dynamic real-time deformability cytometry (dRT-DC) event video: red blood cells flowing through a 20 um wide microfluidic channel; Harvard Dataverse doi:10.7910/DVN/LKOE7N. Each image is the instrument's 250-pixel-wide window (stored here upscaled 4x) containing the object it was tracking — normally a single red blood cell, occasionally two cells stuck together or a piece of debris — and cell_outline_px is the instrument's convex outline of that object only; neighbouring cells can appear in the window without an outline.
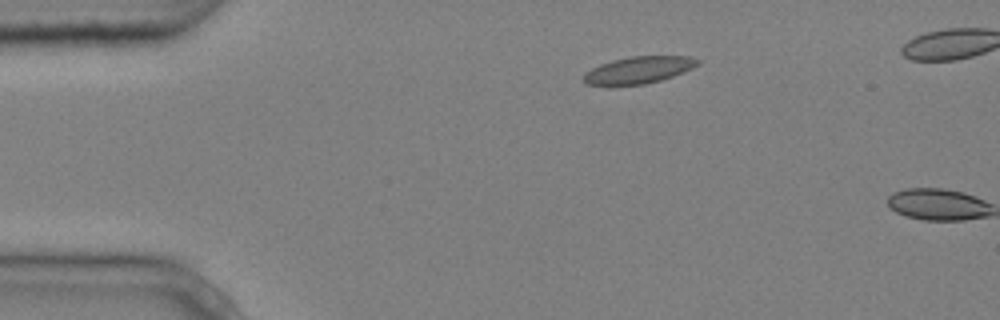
{"species": "common noctule bat (a hibernating species)", "species_latin": "Nyctalus noctula", "temperature_condition": "cold", "stored_images_in_passage": 4, "camera_frame_rate_fps": 3000, "um_per_image_px": 0.085, "animal": {"sex": "male", "body_mass_g": 20.4}, "frame": {"image": 1, "passage_image": 3, "time_ms": 0.667, "image_size_px": [1000, 320], "cell_outline_px": [[700, 64], [692, 68], [672, 76], [660, 80], [644, 84], [608, 88], [588, 84], [584, 80], [584, 76], [592, 68], [600, 64], [612, 60], [628, 56], [692, 56], [700, 60]], "centroid_in_image_um": [54.25, 5.97], "position_along_channel_um": 30.7, "area_um2": 18.32}}